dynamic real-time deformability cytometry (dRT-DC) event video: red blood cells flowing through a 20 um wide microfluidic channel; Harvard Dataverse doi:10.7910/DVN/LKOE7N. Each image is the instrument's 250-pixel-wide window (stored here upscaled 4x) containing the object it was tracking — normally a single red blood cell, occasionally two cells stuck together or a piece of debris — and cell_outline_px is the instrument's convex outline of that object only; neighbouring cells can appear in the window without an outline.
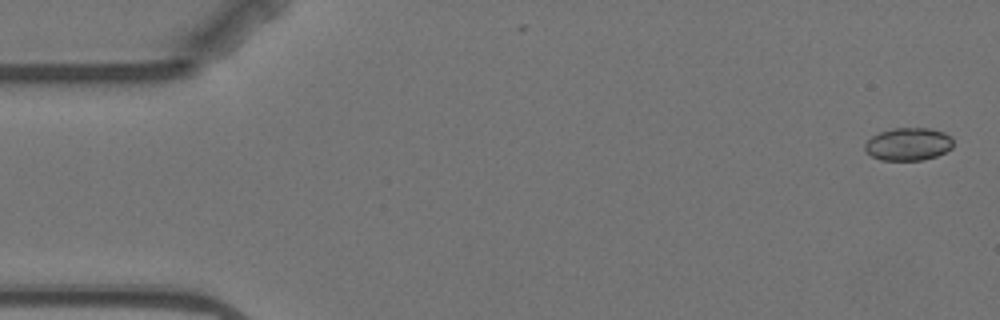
{"species": "Egyptian fruit bat (a non-hibernating species)", "species_latin": "Rousettus aegyptiacus", "temperature_condition": "warm", "stored_images_in_passage": 8, "camera_frame_rate_fps": 3000, "um_per_image_px": 0.085, "animal": {"sex": "female"}, "frame": {"image": 1, "passage_image": 1, "time_ms": 0.0, "image_size_px": [1000, 320], "cell_outline_px": [[952, 148], [936, 156], [924, 160], [880, 160], [872, 156], [864, 148], [864, 144], [872, 136], [880, 132], [892, 128], [928, 128], [944, 132], [952, 136]], "centroid_in_image_um": [77.21, 12.25], "position_along_channel_um": 7.8, "area_um2": 16.88}}
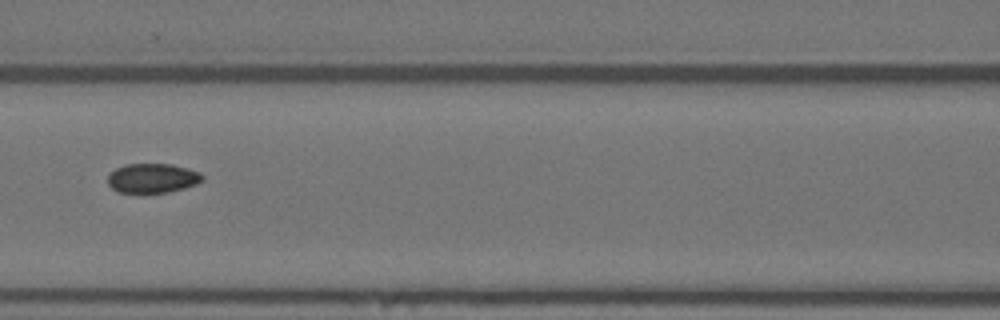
{"frame": {"image": 2, "passage_image": 7, "time_ms": 7.667, "image_size_px": [1000, 320], "cell_outline_px": [[204, 180], [196, 184], [184, 188], [168, 192], [116, 192], [108, 184], [108, 172], [124, 164], [172, 164], [188, 168], [200, 172], [204, 176]], "centroid_in_image_um": [12.96, 15.13], "position_along_channel_um": 153.6, "area_um2": 16.36}}
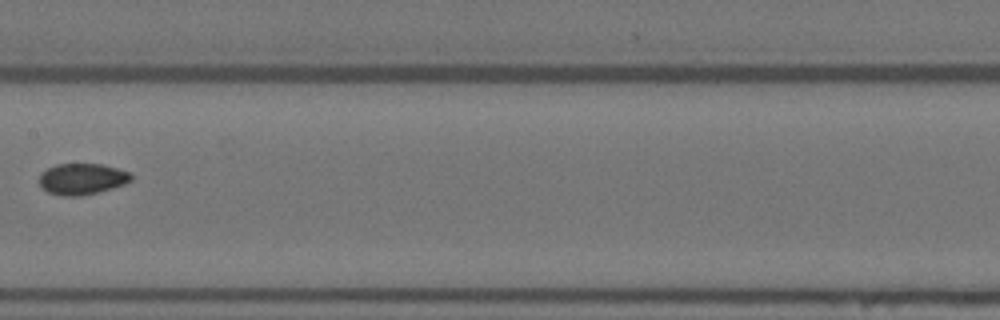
{"frame": {"image": 3, "passage_image": 8, "time_ms": 9.0, "image_size_px": [1000, 320], "cell_outline_px": [[132, 180], [124, 184], [112, 188], [80, 196], [60, 196], [48, 192], [40, 184], [40, 172], [56, 164], [100, 164], [116, 168], [128, 172], [132, 176]], "centroid_in_image_um": [6.95, 15.21], "position_along_channel_um": 200.4, "area_um2": 16.53}}